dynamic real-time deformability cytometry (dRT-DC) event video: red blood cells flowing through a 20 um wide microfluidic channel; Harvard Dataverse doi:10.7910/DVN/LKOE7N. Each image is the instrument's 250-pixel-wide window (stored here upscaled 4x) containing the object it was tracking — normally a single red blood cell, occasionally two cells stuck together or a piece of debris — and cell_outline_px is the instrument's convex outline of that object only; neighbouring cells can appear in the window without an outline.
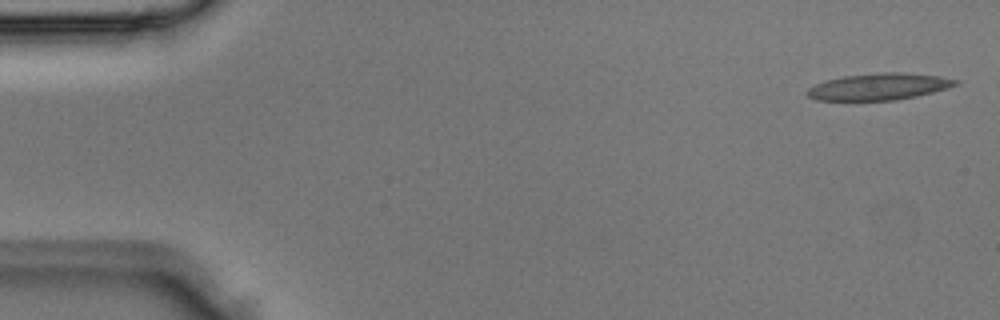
{"species": "Egyptian fruit bat (a non-hibernating species)", "species_latin": "Rousettus aegyptiacus", "temperature_condition": "room temperature", "stored_images_in_passage": 2, "camera_frame_rate_fps": 3000, "um_per_image_px": 0.085, "animal": {"sex": "male"}, "frame": {"image": 1, "passage_image": 2, "time_ms": 0.333, "image_size_px": [1000, 320], "cell_outline_px": [[960, 80], [956, 84], [948, 88], [916, 96], [896, 100], [816, 100], [808, 96], [804, 92], [808, 88], [824, 80], [844, 76], [884, 72], [900, 72], [940, 76]], "centroid_in_image_um": [74.69, 7.36], "position_along_channel_um": 10.3, "area_um2": 23.0}}